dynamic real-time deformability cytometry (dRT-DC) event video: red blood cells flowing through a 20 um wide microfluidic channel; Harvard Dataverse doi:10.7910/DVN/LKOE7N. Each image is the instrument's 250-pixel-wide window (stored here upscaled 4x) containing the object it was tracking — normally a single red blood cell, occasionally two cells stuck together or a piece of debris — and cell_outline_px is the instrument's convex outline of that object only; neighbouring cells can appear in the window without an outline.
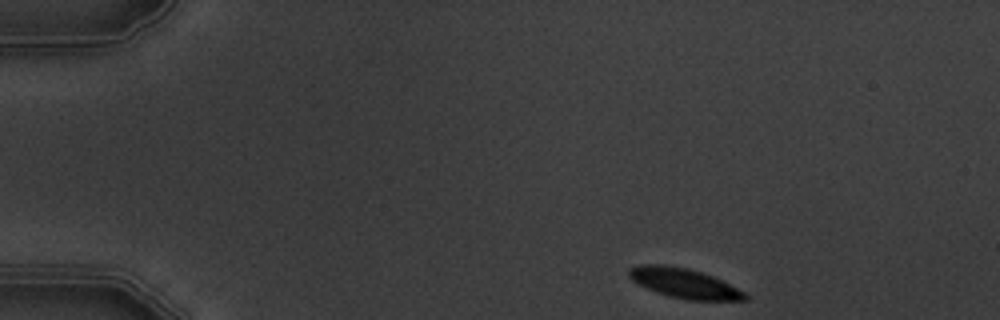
{"species": "common noctule bat (a hibernating species)", "species_latin": "Nyctalus noctula", "temperature_condition": "warm", "stored_images_in_passage": 6, "camera_frame_rate_fps": 3000, "um_per_image_px": 0.085, "animal": {"sex": "male", "body_mass_g": 19.5, "forearm_length_mm": 54.6}, "frame": {"image": 1, "passage_image": 1, "time_ms": 0.0, "image_size_px": [1000, 320], "cell_outline_px": [[748, 300], [688, 300], [668, 296], [656, 292], [636, 284], [628, 276], [628, 268], [640, 264], [664, 264], [688, 268], [712, 276], [744, 292], [748, 296]], "centroid_in_image_um": [58.08, 24.07], "position_along_channel_um": 26.9, "area_um2": 20.11}}
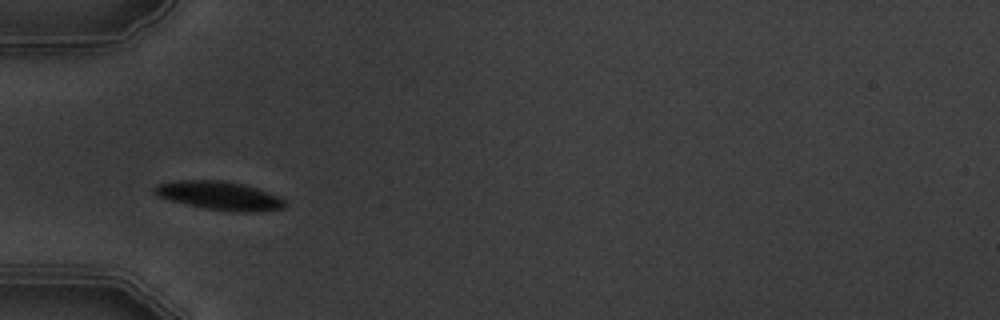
{"frame": {"image": 2, "passage_image": 4, "time_ms": 3.333, "image_size_px": [1000, 320], "cell_outline_px": [[288, 204], [284, 208], [260, 212], [236, 212], [204, 208], [172, 200], [160, 196], [152, 192], [152, 188], [156, 184], [176, 180], [224, 180], [244, 184], [280, 196]], "centroid_in_image_um": [18.69, 16.62], "position_along_channel_um": 66.3, "area_um2": 21.85}}